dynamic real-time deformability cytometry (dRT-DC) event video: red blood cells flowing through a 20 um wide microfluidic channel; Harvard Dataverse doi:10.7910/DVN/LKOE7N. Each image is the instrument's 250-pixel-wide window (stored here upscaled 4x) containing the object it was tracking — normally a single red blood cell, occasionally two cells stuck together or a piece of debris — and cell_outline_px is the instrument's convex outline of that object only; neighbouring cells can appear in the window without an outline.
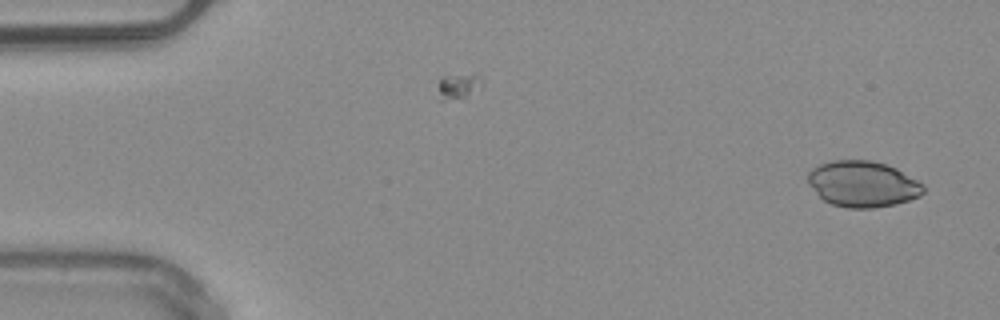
{"species": "common noctule bat (a hibernating species)", "species_latin": "Nyctalus noctula", "temperature_condition": "warm", "stored_images_in_passage": 50, "camera_frame_rate_fps": 3000, "um_per_image_px": 0.085, "animal": {"sex": "male", "body_mass_g": 20.4}, "frame": {"image": 1, "passage_image": 2, "time_ms": 0.333, "image_size_px": [1000, 320], "cell_outline_px": [[924, 192], [920, 196], [896, 204], [872, 208], [848, 208], [832, 204], [824, 200], [808, 184], [808, 172], [812, 168], [820, 164], [832, 160], [872, 160], [896, 168], [924, 184]], "centroid_in_image_um": [73.33, 15.64], "position_along_channel_um": 11.7, "area_um2": 30.92}}
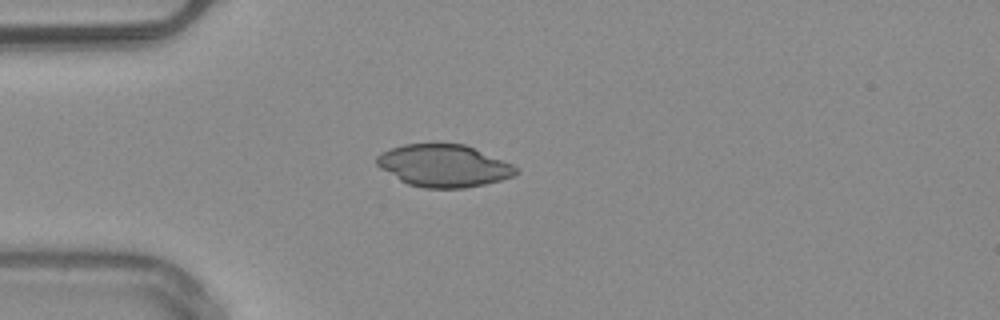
{"frame": {"image": 2, "passage_image": 13, "time_ms": 4.0, "image_size_px": [1000, 320], "cell_outline_px": [[520, 172], [512, 176], [500, 180], [484, 184], [464, 188], [424, 188], [408, 184], [400, 180], [380, 168], [376, 164], [376, 156], [392, 148], [404, 144], [464, 144], [512, 164]], "centroid_in_image_um": [37.71, 14.09], "position_along_channel_um": 47.3, "area_um2": 33.93}}
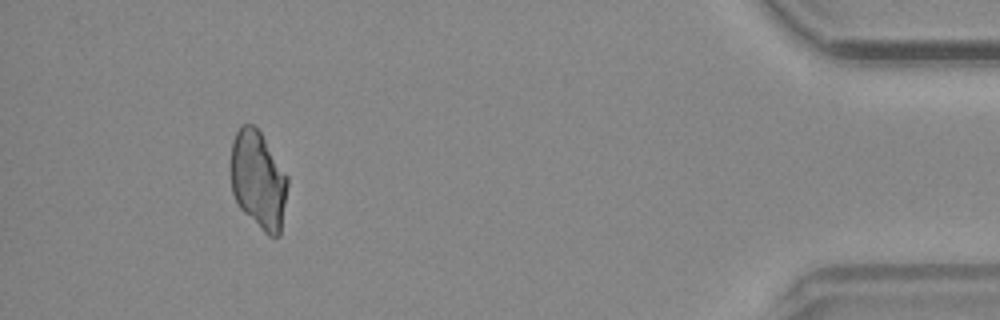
{"frame": {"image": 3, "passage_image": 46, "time_ms": 15.0, "image_size_px": [1000, 320], "cell_outline_px": [[288, 184], [280, 236], [268, 236], [240, 208], [232, 192], [232, 140], [240, 124], [252, 124], [260, 132], [288, 176]], "centroid_in_image_um": [21.97, 15.3], "position_along_channel_um": 413.2, "area_um2": 32.14}}